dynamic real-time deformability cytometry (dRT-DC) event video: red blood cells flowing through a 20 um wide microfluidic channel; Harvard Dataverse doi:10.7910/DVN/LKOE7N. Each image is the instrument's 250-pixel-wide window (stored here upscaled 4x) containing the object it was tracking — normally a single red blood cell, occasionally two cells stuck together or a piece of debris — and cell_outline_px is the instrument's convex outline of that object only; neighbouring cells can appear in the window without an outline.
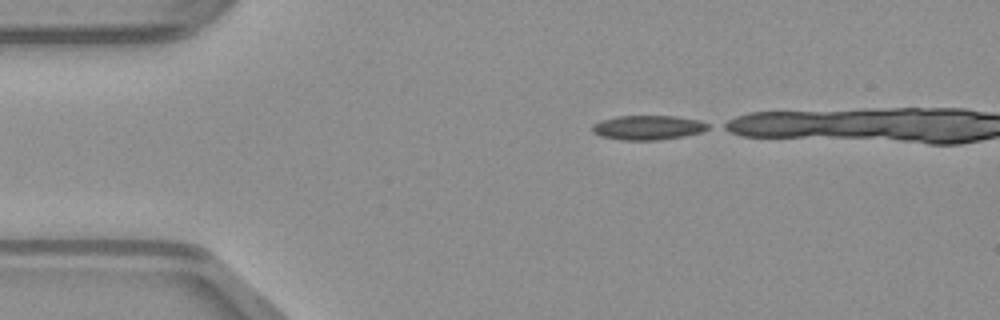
{"species": "common noctule bat (a hibernating species)", "species_latin": "Nyctalus noctula", "temperature_condition": "warm", "stored_images_in_passage": 13, "camera_frame_rate_fps": 3000, "um_per_image_px": 0.085, "animal": {"sex": "male", "body_mass_g": 23.1, "forearm_length_mm": 52.7}, "frame": {"image": 1, "passage_image": 1, "time_ms": 0.0, "image_size_px": [1000, 320], "cell_outline_px": [[712, 128], [704, 132], [684, 136], [660, 140], [620, 140], [600, 136], [592, 132], [592, 124], [600, 120], [616, 116], [676, 116], [700, 120], [708, 124]], "centroid_in_image_um": [55.1, 10.84], "position_along_channel_um": 29.9, "area_um2": 16.82}}
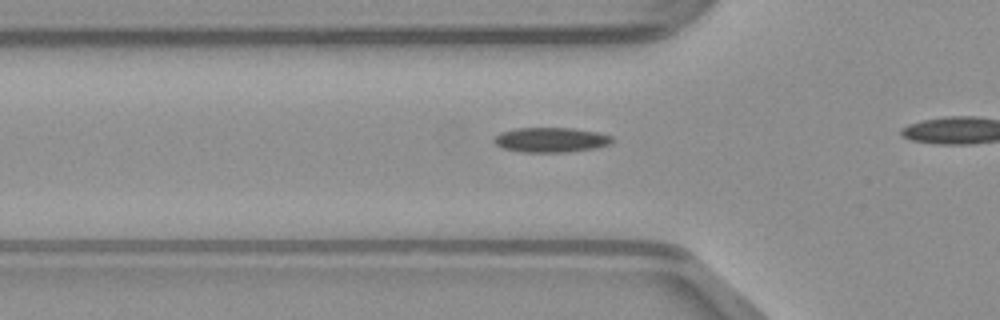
{"frame": {"image": 2, "passage_image": 8, "time_ms": 2.333, "image_size_px": [1000, 320], "cell_outline_px": [[616, 140], [612, 144], [596, 148], [568, 152], [520, 152], [504, 148], [496, 144], [492, 140], [500, 132], [516, 128], [572, 128], [596, 132], [612, 136]], "centroid_in_image_um": [46.87, 11.89], "position_along_channel_um": 78.9, "area_um2": 17.22}}
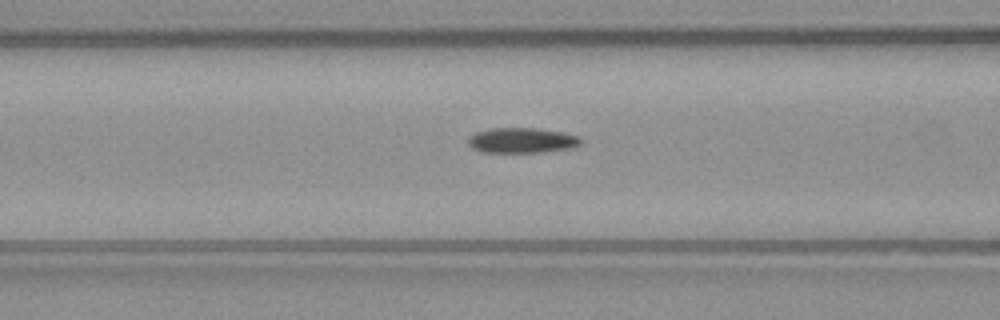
{"frame": {"image": 3, "passage_image": 11, "time_ms": 3.333, "image_size_px": [1000, 320], "cell_outline_px": [[584, 140], [580, 144], [572, 148], [540, 152], [480, 152], [472, 148], [468, 144], [468, 136], [476, 132], [488, 128], [536, 128], [560, 132], [580, 136]], "centroid_in_image_um": [44.34, 11.93], "position_along_channel_um": 122.3, "area_um2": 16.7}}